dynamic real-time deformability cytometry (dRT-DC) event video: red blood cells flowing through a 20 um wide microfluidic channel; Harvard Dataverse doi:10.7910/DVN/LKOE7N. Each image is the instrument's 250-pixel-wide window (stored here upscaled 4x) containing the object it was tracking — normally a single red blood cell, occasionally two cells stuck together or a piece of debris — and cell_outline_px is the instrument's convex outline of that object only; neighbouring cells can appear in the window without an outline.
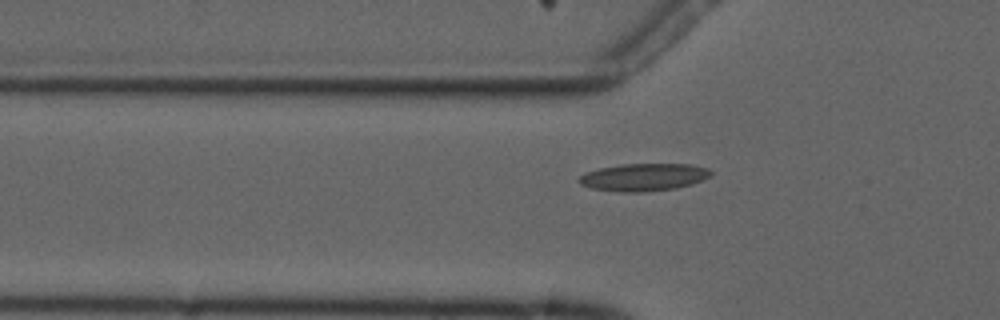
{"species": "common noctule bat (a hibernating species)", "species_latin": "Nyctalus noctula", "temperature_condition": "cold", "stored_images_in_passage": 7, "camera_frame_rate_fps": 3000, "um_per_image_px": 0.085, "animal": {"sex": "male", "forearm_length_mm": 52.5}, "frame": {"image": 1, "passage_image": 7, "time_ms": 7.667, "image_size_px": [1000, 320], "cell_outline_px": [[712, 176], [692, 184], [676, 188], [644, 192], [620, 192], [592, 188], [580, 184], [576, 180], [584, 172], [600, 168], [624, 164], [692, 164], [708, 168], [712, 172]], "centroid_in_image_um": [54.72, 15.06], "position_along_channel_um": 71.1, "area_um2": 21.27}}